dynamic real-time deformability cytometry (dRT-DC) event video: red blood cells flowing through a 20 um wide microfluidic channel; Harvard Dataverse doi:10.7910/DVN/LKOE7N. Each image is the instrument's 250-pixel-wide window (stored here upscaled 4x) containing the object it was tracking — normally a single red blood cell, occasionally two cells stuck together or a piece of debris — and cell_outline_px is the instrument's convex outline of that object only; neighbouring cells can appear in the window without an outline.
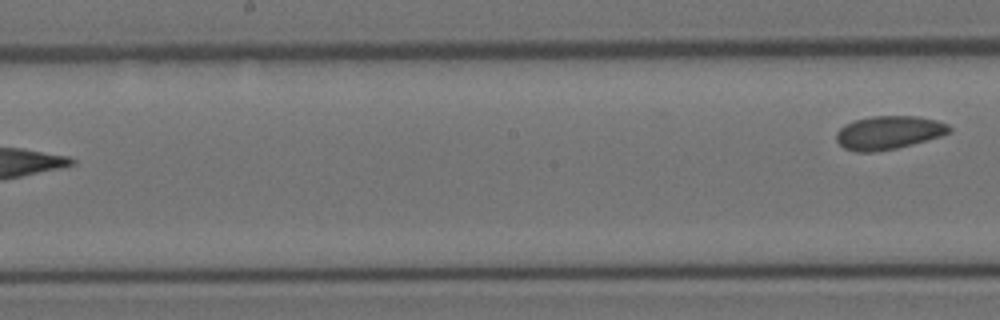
{"species": "Egyptian fruit bat (a non-hibernating species)", "species_latin": "Rousettus aegyptiacus", "temperature_condition": "room temperature", "stored_images_in_passage": 15, "segment_of_instrument_passage": [2, 2], "camera_frame_rate_fps": 3000, "um_per_image_px": 0.085, "animal": {"sex": "female"}, "frame": {"image": 1, "passage_image": 15, "time_ms": 4.667, "image_size_px": [1000, 320], "cell_outline_px": [[952, 128], [948, 132], [940, 136], [912, 144], [896, 148], [876, 152], [856, 152], [844, 148], [836, 140], [836, 132], [844, 124], [856, 120], [872, 116], [916, 116], [936, 120], [948, 124]], "centroid_in_image_um": [75.5, 11.27], "position_along_channel_um": 172.7, "area_um2": 21.91}}